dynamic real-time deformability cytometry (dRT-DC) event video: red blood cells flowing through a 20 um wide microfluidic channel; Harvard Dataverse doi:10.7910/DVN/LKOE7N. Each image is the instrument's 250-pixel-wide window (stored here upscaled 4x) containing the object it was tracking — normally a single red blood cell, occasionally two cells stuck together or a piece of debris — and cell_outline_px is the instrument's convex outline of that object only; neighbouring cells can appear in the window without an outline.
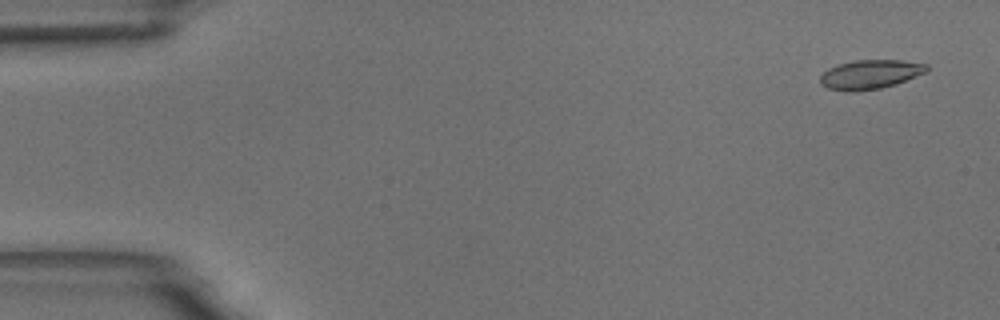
{"species": "common noctule bat (a hibernating species)", "species_latin": "Nyctalus noctula", "temperature_condition": "room temperature", "stored_images_in_passage": 15, "camera_frame_rate_fps": 3000, "um_per_image_px": 0.085, "animal": {"sex": "male", "body_mass_g": 18.8}, "frame": {"image": 1, "passage_image": 3, "time_ms": 0.667, "image_size_px": [1000, 320], "cell_outline_px": [[928, 72], [896, 84], [880, 88], [852, 92], [844, 92], [828, 88], [820, 84], [820, 76], [828, 68], [840, 64], [856, 60], [900, 60], [928, 64]], "centroid_in_image_um": [73.97, 6.33], "position_along_channel_um": 11.0, "area_um2": 18.21}}